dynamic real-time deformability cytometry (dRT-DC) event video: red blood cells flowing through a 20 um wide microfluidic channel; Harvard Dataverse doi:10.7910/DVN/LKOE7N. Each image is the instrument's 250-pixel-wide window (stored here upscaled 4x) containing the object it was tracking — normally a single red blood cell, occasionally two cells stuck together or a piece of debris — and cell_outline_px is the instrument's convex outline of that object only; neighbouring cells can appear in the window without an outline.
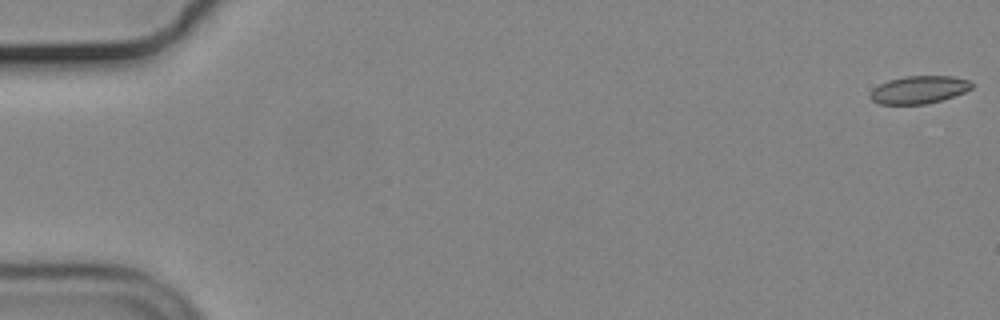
{"species": "common noctule bat (a hibernating species)", "species_latin": "Nyctalus noctula", "temperature_condition": "cold", "stored_images_in_passage": 9, "camera_frame_rate_fps": 3000, "um_per_image_px": 0.085, "animal": {"sex": "male", "body_mass_g": 19.2, "forearm_length_mm": 51.8}, "frame": {"image": 1, "passage_image": 1, "time_ms": 0.0, "image_size_px": [1000, 320], "cell_outline_px": [[972, 88], [964, 92], [928, 104], [880, 104], [872, 100], [868, 96], [872, 88], [888, 80], [904, 76], [952, 76], [972, 80]], "centroid_in_image_um": [78.09, 7.62], "position_along_channel_um": 6.9, "area_um2": 16.47}}